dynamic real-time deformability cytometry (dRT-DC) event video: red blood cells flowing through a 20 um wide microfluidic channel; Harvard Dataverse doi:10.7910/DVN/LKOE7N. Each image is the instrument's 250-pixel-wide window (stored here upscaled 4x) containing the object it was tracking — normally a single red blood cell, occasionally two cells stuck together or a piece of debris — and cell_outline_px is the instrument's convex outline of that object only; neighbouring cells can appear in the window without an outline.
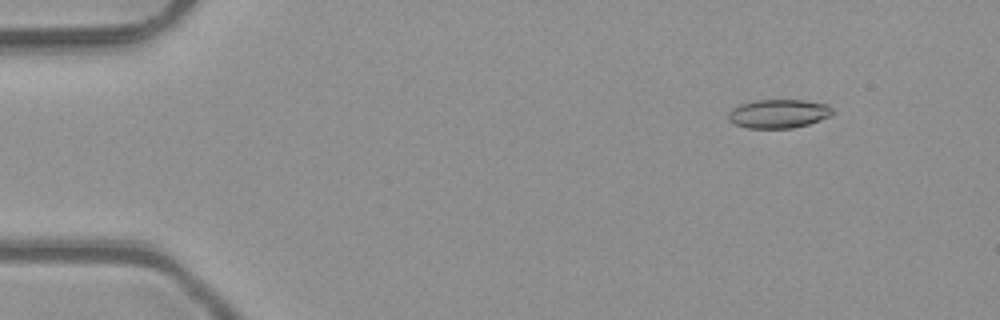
{"species": "common noctule bat (a hibernating species)", "species_latin": "Nyctalus noctula", "temperature_condition": "room temperature", "stored_images_in_passage": 49, "camera_frame_rate_fps": 3000, "um_per_image_px": 0.085, "animal": {"sex": "male", "body_mass_g": 23.1, "forearm_length_mm": 52.7}, "frame": {"image": 1, "passage_image": 4, "time_ms": 1.0, "image_size_px": [1000, 320], "cell_outline_px": [[832, 116], [808, 124], [792, 128], [748, 128], [732, 124], [728, 120], [728, 112], [732, 108], [740, 104], [756, 100], [804, 100], [828, 104], [832, 108]], "centroid_in_image_um": [66.16, 9.66], "position_along_channel_um": 18.8, "area_um2": 17.63}}
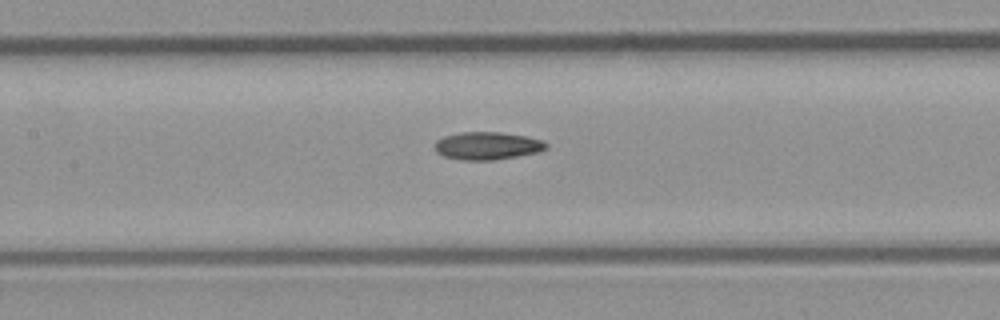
{"frame": {"image": 2, "passage_image": 22, "time_ms": 7.0, "image_size_px": [1000, 320], "cell_outline_px": [[548, 148], [540, 152], [492, 160], [464, 160], [444, 156], [436, 152], [436, 140], [444, 136], [460, 132], [500, 132], [524, 136], [544, 140], [548, 144]], "centroid_in_image_um": [41.45, 12.39], "position_along_channel_um": 165.9, "area_um2": 17.98}}
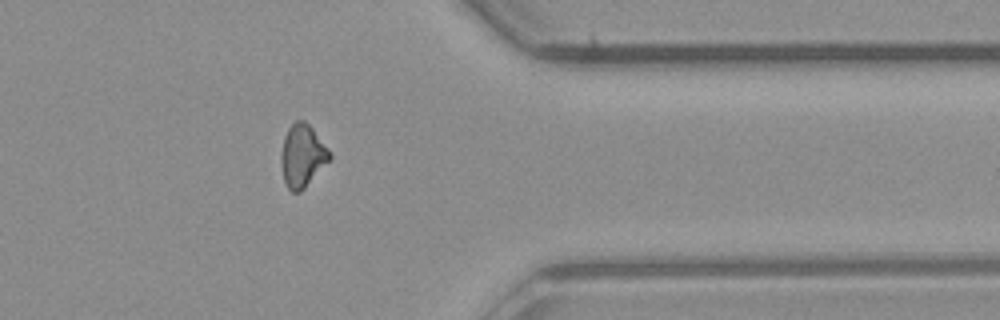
{"frame": {"image": 3, "passage_image": 39, "time_ms": 12.667, "image_size_px": [1000, 320], "cell_outline_px": [[332, 156], [304, 188], [300, 192], [292, 192], [288, 188], [284, 180], [280, 160], [280, 156], [284, 136], [288, 128], [296, 120], [304, 120], [312, 128], [332, 152]], "centroid_in_image_um": [25.69, 13.22], "position_along_channel_um": 385.7, "area_um2": 17.57}, "authors_computed_cell_mechanics": {"area_um2": 17.4556, "velocity_mm_per_s": 4.1214, "shape_relaxation_time_tau1_ms": null, "shape_relaxation_time_tau2_ms": 8.982, "deformation_change_tau1": null, "deformation_change_tau2": 0.1831}}